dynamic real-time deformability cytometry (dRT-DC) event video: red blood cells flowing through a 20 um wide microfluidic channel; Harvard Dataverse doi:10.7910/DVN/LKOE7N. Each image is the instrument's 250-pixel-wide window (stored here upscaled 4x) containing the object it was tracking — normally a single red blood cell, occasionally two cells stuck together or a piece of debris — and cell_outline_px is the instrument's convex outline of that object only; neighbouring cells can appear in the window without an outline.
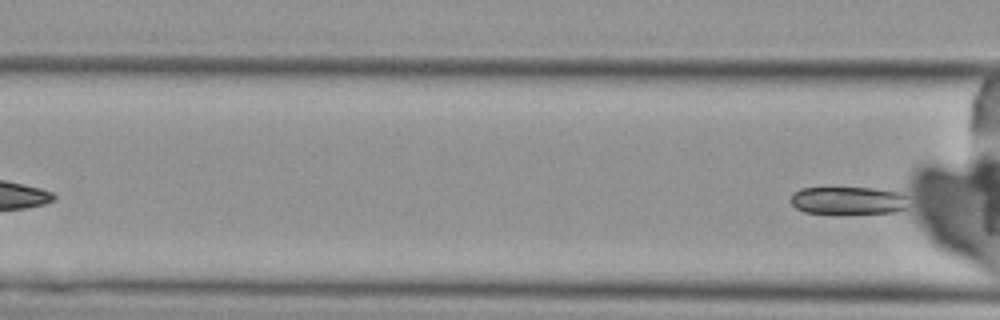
{"species": "Egyptian fruit bat (a non-hibernating species)", "species_latin": "Rousettus aegyptiacus", "temperature_condition": "cold", "stored_images_in_passage": 5, "camera_frame_rate_fps": 3000, "um_per_image_px": 0.085, "animal": {"sex": "female"}, "frame": {"image": 1, "passage_image": 5, "time_ms": 5.667, "image_size_px": [1000, 320], "cell_outline_px": [[904, 208], [896, 212], [836, 216], [804, 212], [796, 208], [788, 200], [792, 192], [800, 188], [876, 188], [896, 192], [904, 196]], "centroid_in_image_um": [71.96, 17.09], "position_along_channel_um": 94.6, "area_um2": 19.77}}